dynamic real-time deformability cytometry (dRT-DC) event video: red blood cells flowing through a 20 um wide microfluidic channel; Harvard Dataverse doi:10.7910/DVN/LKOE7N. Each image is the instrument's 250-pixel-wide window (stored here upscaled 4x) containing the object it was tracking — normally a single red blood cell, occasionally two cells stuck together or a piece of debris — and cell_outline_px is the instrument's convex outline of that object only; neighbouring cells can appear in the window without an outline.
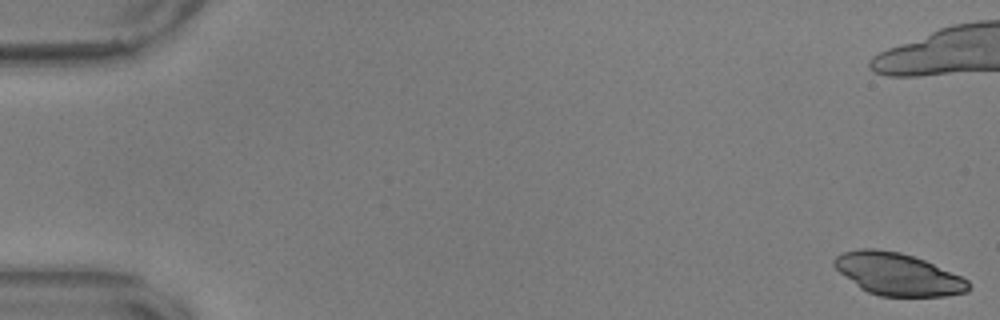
{"species": "common noctule bat (a hibernating species)", "species_latin": "Nyctalus noctula", "temperature_condition": "warm", "stored_images_in_passage": 9, "camera_frame_rate_fps": 3000, "um_per_image_px": 0.085, "animal": {"sex": "male", "body_mass_g": 17.9, "forearm_length_mm": 54.2}, "frame": {"image": 1, "passage_image": 1, "time_ms": 0.0, "image_size_px": [1000, 320], "cell_outline_px": [[972, 288], [968, 292], [944, 296], [880, 296], [868, 292], [860, 288], [844, 276], [832, 264], [832, 260], [836, 256], [844, 252], [860, 248], [876, 248], [900, 252], [924, 260], [960, 276], [968, 280], [972, 284]], "centroid_in_image_um": [76.31, 23.3], "position_along_channel_um": 8.7, "area_um2": 33.12}}